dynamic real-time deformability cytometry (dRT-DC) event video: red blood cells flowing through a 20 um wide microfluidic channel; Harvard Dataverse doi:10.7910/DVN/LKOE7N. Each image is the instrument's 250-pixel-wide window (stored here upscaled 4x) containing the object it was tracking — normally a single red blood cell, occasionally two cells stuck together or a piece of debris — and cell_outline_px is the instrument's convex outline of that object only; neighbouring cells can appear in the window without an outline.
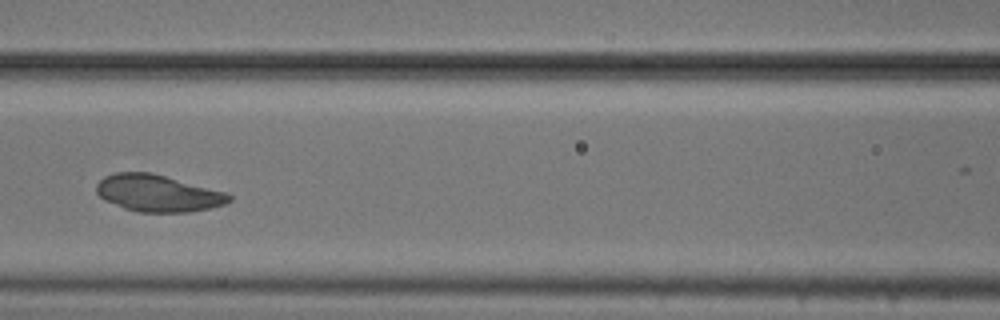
{"species": "common noctule bat (a hibernating species)", "species_latin": "Nyctalus noctula", "temperature_condition": "cold", "stored_images_in_passage": 5, "camera_frame_rate_fps": 3000, "um_per_image_px": 0.085, "animal": {"sex": "male", "body_mass_g": 20.5, "forearm_length_mm": 52.5}, "frame": {"image": 1, "passage_image": 4, "time_ms": 3.333, "image_size_px": [1000, 320], "cell_outline_px": [[232, 200], [224, 204], [208, 208], [188, 212], [136, 212], [124, 208], [104, 200], [96, 192], [96, 184], [104, 176], [116, 172], [152, 172], [228, 192], [232, 196]], "centroid_in_image_um": [13.43, 16.41], "position_along_channel_um": 153.2, "area_um2": 28.73}}